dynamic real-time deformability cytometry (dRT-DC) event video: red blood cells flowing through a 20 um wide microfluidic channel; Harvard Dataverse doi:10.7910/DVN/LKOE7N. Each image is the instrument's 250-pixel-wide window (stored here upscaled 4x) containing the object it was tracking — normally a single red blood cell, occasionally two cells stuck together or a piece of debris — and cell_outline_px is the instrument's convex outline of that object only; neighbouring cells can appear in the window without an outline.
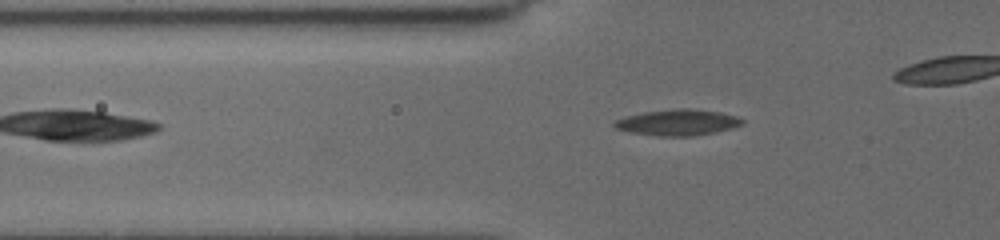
{"species": "common noctule bat (a hibernating species)", "species_latin": "Nyctalus noctula", "temperature_condition": "cold", "stored_images_in_passage": 37, "camera_frame_rate_fps": 3000, "um_per_image_px": 0.085, "animal": {"sex": "female", "body_mass_g": 19.5, "forearm_length_mm": 54.1}, "frame": {"image": 1, "passage_image": 10, "time_ms": 3.0, "image_size_px": [1000, 240], "cell_outline_px": [[744, 124], [732, 128], [716, 132], [692, 136], [660, 136], [632, 132], [616, 128], [612, 124], [616, 120], [624, 116], [644, 112], [676, 108], [692, 108], [720, 112], [736, 116], [744, 120]], "centroid_in_image_um": [57.64, 10.4], "position_along_channel_um": 68.2, "area_um2": 19.42}}
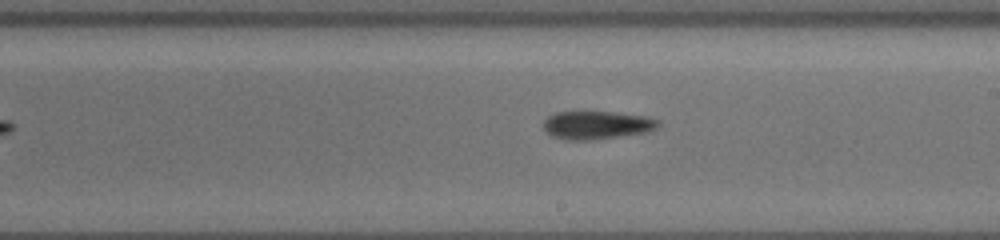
{"frame": {"image": 2, "passage_image": 24, "time_ms": 7.667, "image_size_px": [1000, 240], "cell_outline_px": [[660, 124], [656, 128], [648, 132], [592, 140], [564, 140], [552, 136], [544, 132], [544, 120], [548, 116], [556, 112], [612, 112], [644, 116], [660, 120]], "centroid_in_image_um": [50.71, 10.64], "position_along_channel_um": 238.3, "area_um2": 18.9}}
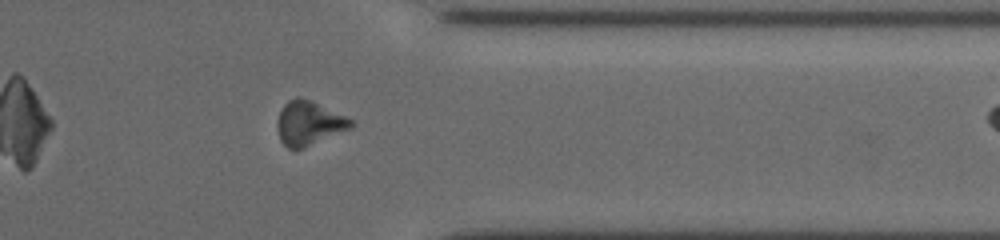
{"frame": {"image": 3, "passage_image": 36, "time_ms": 11.667, "image_size_px": [1000, 240], "cell_outline_px": [[356, 124], [352, 128], [300, 148], [288, 148], [280, 140], [276, 124], [280, 112], [284, 104], [288, 100], [296, 96], [300, 96], [312, 100], [352, 120]], "centroid_in_image_um": [26.24, 10.43], "position_along_channel_um": 385.2, "area_um2": 18.73}}